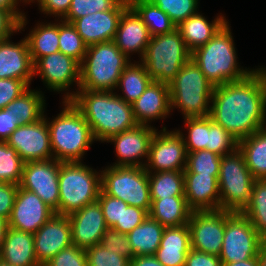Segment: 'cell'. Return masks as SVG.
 <instances>
[{"label":"cell","mask_w":266,"mask_h":266,"mask_svg":"<svg viewBox=\"0 0 266 266\" xmlns=\"http://www.w3.org/2000/svg\"><path fill=\"white\" fill-rule=\"evenodd\" d=\"M210 117L240 141L266 126V94L251 73L214 86Z\"/></svg>","instance_id":"obj_1"},{"label":"cell","mask_w":266,"mask_h":266,"mask_svg":"<svg viewBox=\"0 0 266 266\" xmlns=\"http://www.w3.org/2000/svg\"><path fill=\"white\" fill-rule=\"evenodd\" d=\"M71 102L90 125L94 139L101 143L138 125L132 104L125 102L117 92L78 89Z\"/></svg>","instance_id":"obj_2"},{"label":"cell","mask_w":266,"mask_h":266,"mask_svg":"<svg viewBox=\"0 0 266 266\" xmlns=\"http://www.w3.org/2000/svg\"><path fill=\"white\" fill-rule=\"evenodd\" d=\"M62 104L63 109L51 122L44 113L53 158L60 162H82L85 152L96 140L81 111L71 101H62Z\"/></svg>","instance_id":"obj_3"},{"label":"cell","mask_w":266,"mask_h":266,"mask_svg":"<svg viewBox=\"0 0 266 266\" xmlns=\"http://www.w3.org/2000/svg\"><path fill=\"white\" fill-rule=\"evenodd\" d=\"M230 27L227 21L205 45L191 54V59L214 86L240 81L251 73V69L238 65Z\"/></svg>","instance_id":"obj_4"},{"label":"cell","mask_w":266,"mask_h":266,"mask_svg":"<svg viewBox=\"0 0 266 266\" xmlns=\"http://www.w3.org/2000/svg\"><path fill=\"white\" fill-rule=\"evenodd\" d=\"M130 62L114 41L87 46L80 63L79 89L114 91L121 73Z\"/></svg>","instance_id":"obj_5"},{"label":"cell","mask_w":266,"mask_h":266,"mask_svg":"<svg viewBox=\"0 0 266 266\" xmlns=\"http://www.w3.org/2000/svg\"><path fill=\"white\" fill-rule=\"evenodd\" d=\"M168 85L171 112L178 108L184 119L210 116L214 85L192 59Z\"/></svg>","instance_id":"obj_6"},{"label":"cell","mask_w":266,"mask_h":266,"mask_svg":"<svg viewBox=\"0 0 266 266\" xmlns=\"http://www.w3.org/2000/svg\"><path fill=\"white\" fill-rule=\"evenodd\" d=\"M101 191V170L83 162H60L59 215L68 216L97 201Z\"/></svg>","instance_id":"obj_7"},{"label":"cell","mask_w":266,"mask_h":266,"mask_svg":"<svg viewBox=\"0 0 266 266\" xmlns=\"http://www.w3.org/2000/svg\"><path fill=\"white\" fill-rule=\"evenodd\" d=\"M191 54L180 32L175 29L151 37L141 62L152 80L169 84L191 59Z\"/></svg>","instance_id":"obj_8"},{"label":"cell","mask_w":266,"mask_h":266,"mask_svg":"<svg viewBox=\"0 0 266 266\" xmlns=\"http://www.w3.org/2000/svg\"><path fill=\"white\" fill-rule=\"evenodd\" d=\"M254 181L239 148L223 155L218 177L220 209L240 213L250 200Z\"/></svg>","instance_id":"obj_9"},{"label":"cell","mask_w":266,"mask_h":266,"mask_svg":"<svg viewBox=\"0 0 266 266\" xmlns=\"http://www.w3.org/2000/svg\"><path fill=\"white\" fill-rule=\"evenodd\" d=\"M101 189L130 206L150 212V185L144 167L106 166L101 171Z\"/></svg>","instance_id":"obj_10"},{"label":"cell","mask_w":266,"mask_h":266,"mask_svg":"<svg viewBox=\"0 0 266 266\" xmlns=\"http://www.w3.org/2000/svg\"><path fill=\"white\" fill-rule=\"evenodd\" d=\"M262 245L263 238L246 216L225 211V232L219 255L222 264L256 257Z\"/></svg>","instance_id":"obj_11"},{"label":"cell","mask_w":266,"mask_h":266,"mask_svg":"<svg viewBox=\"0 0 266 266\" xmlns=\"http://www.w3.org/2000/svg\"><path fill=\"white\" fill-rule=\"evenodd\" d=\"M38 75L48 90L64 92L62 101H71L80 85V63L60 51L51 53L34 63V77ZM74 84L78 88L71 91Z\"/></svg>","instance_id":"obj_12"},{"label":"cell","mask_w":266,"mask_h":266,"mask_svg":"<svg viewBox=\"0 0 266 266\" xmlns=\"http://www.w3.org/2000/svg\"><path fill=\"white\" fill-rule=\"evenodd\" d=\"M187 150L182 134L178 130L168 131L166 127L156 130L144 166L147 172L184 171Z\"/></svg>","instance_id":"obj_13"},{"label":"cell","mask_w":266,"mask_h":266,"mask_svg":"<svg viewBox=\"0 0 266 266\" xmlns=\"http://www.w3.org/2000/svg\"><path fill=\"white\" fill-rule=\"evenodd\" d=\"M59 172L60 161H29L23 166L19 186L37 194L44 203L59 215Z\"/></svg>","instance_id":"obj_14"},{"label":"cell","mask_w":266,"mask_h":266,"mask_svg":"<svg viewBox=\"0 0 266 266\" xmlns=\"http://www.w3.org/2000/svg\"><path fill=\"white\" fill-rule=\"evenodd\" d=\"M191 248L211 255H220L225 232V211H192L188 221Z\"/></svg>","instance_id":"obj_15"},{"label":"cell","mask_w":266,"mask_h":266,"mask_svg":"<svg viewBox=\"0 0 266 266\" xmlns=\"http://www.w3.org/2000/svg\"><path fill=\"white\" fill-rule=\"evenodd\" d=\"M24 162L53 159L46 117L18 126L6 140Z\"/></svg>","instance_id":"obj_16"},{"label":"cell","mask_w":266,"mask_h":266,"mask_svg":"<svg viewBox=\"0 0 266 266\" xmlns=\"http://www.w3.org/2000/svg\"><path fill=\"white\" fill-rule=\"evenodd\" d=\"M156 127L137 125L136 127L118 133L106 143L114 144L117 161L109 166L144 167L148 159L150 144L156 132ZM143 157V158H142ZM146 158V160H144Z\"/></svg>","instance_id":"obj_17"},{"label":"cell","mask_w":266,"mask_h":266,"mask_svg":"<svg viewBox=\"0 0 266 266\" xmlns=\"http://www.w3.org/2000/svg\"><path fill=\"white\" fill-rule=\"evenodd\" d=\"M55 211L35 193L18 187L8 227L34 234Z\"/></svg>","instance_id":"obj_18"},{"label":"cell","mask_w":266,"mask_h":266,"mask_svg":"<svg viewBox=\"0 0 266 266\" xmlns=\"http://www.w3.org/2000/svg\"><path fill=\"white\" fill-rule=\"evenodd\" d=\"M128 7V0H120L112 9L88 14L72 24L87 46L114 41L120 17Z\"/></svg>","instance_id":"obj_19"},{"label":"cell","mask_w":266,"mask_h":266,"mask_svg":"<svg viewBox=\"0 0 266 266\" xmlns=\"http://www.w3.org/2000/svg\"><path fill=\"white\" fill-rule=\"evenodd\" d=\"M33 236L35 254L41 266L73 244L70 220L65 215L54 214Z\"/></svg>","instance_id":"obj_20"},{"label":"cell","mask_w":266,"mask_h":266,"mask_svg":"<svg viewBox=\"0 0 266 266\" xmlns=\"http://www.w3.org/2000/svg\"><path fill=\"white\" fill-rule=\"evenodd\" d=\"M71 226L72 243L87 249L101 242L106 225L102 208L98 201L87 204L68 215Z\"/></svg>","instance_id":"obj_21"},{"label":"cell","mask_w":266,"mask_h":266,"mask_svg":"<svg viewBox=\"0 0 266 266\" xmlns=\"http://www.w3.org/2000/svg\"><path fill=\"white\" fill-rule=\"evenodd\" d=\"M34 77V63L25 38L14 43L10 38L0 41V79L24 81L29 87Z\"/></svg>","instance_id":"obj_22"},{"label":"cell","mask_w":266,"mask_h":266,"mask_svg":"<svg viewBox=\"0 0 266 266\" xmlns=\"http://www.w3.org/2000/svg\"><path fill=\"white\" fill-rule=\"evenodd\" d=\"M151 35L138 14L129 6L121 15L114 42L120 51L131 60L137 53L139 61L145 55Z\"/></svg>","instance_id":"obj_23"},{"label":"cell","mask_w":266,"mask_h":266,"mask_svg":"<svg viewBox=\"0 0 266 266\" xmlns=\"http://www.w3.org/2000/svg\"><path fill=\"white\" fill-rule=\"evenodd\" d=\"M132 108L139 125L152 126L155 119L164 120L171 114L169 85L152 80Z\"/></svg>","instance_id":"obj_24"},{"label":"cell","mask_w":266,"mask_h":266,"mask_svg":"<svg viewBox=\"0 0 266 266\" xmlns=\"http://www.w3.org/2000/svg\"><path fill=\"white\" fill-rule=\"evenodd\" d=\"M184 174V196L192 211L220 209L218 178L198 173Z\"/></svg>","instance_id":"obj_25"},{"label":"cell","mask_w":266,"mask_h":266,"mask_svg":"<svg viewBox=\"0 0 266 266\" xmlns=\"http://www.w3.org/2000/svg\"><path fill=\"white\" fill-rule=\"evenodd\" d=\"M190 249L188 224L165 227L155 257L164 266H184Z\"/></svg>","instance_id":"obj_26"},{"label":"cell","mask_w":266,"mask_h":266,"mask_svg":"<svg viewBox=\"0 0 266 266\" xmlns=\"http://www.w3.org/2000/svg\"><path fill=\"white\" fill-rule=\"evenodd\" d=\"M0 259L12 266H41L35 254L33 234L10 227L5 234Z\"/></svg>","instance_id":"obj_27"},{"label":"cell","mask_w":266,"mask_h":266,"mask_svg":"<svg viewBox=\"0 0 266 266\" xmlns=\"http://www.w3.org/2000/svg\"><path fill=\"white\" fill-rule=\"evenodd\" d=\"M226 22L227 19L221 13L210 22L202 13L197 12L180 23L176 29L187 48L193 52L205 45Z\"/></svg>","instance_id":"obj_28"},{"label":"cell","mask_w":266,"mask_h":266,"mask_svg":"<svg viewBox=\"0 0 266 266\" xmlns=\"http://www.w3.org/2000/svg\"><path fill=\"white\" fill-rule=\"evenodd\" d=\"M191 213L185 196L151 199L149 216L164 227L188 224Z\"/></svg>","instance_id":"obj_29"},{"label":"cell","mask_w":266,"mask_h":266,"mask_svg":"<svg viewBox=\"0 0 266 266\" xmlns=\"http://www.w3.org/2000/svg\"><path fill=\"white\" fill-rule=\"evenodd\" d=\"M59 20L39 22L26 34L28 49L35 63L39 58L59 52Z\"/></svg>","instance_id":"obj_30"},{"label":"cell","mask_w":266,"mask_h":266,"mask_svg":"<svg viewBox=\"0 0 266 266\" xmlns=\"http://www.w3.org/2000/svg\"><path fill=\"white\" fill-rule=\"evenodd\" d=\"M246 165L255 179H266V126L238 141Z\"/></svg>","instance_id":"obj_31"},{"label":"cell","mask_w":266,"mask_h":266,"mask_svg":"<svg viewBox=\"0 0 266 266\" xmlns=\"http://www.w3.org/2000/svg\"><path fill=\"white\" fill-rule=\"evenodd\" d=\"M164 229V226L148 215L140 225L127 234L134 255H155Z\"/></svg>","instance_id":"obj_32"},{"label":"cell","mask_w":266,"mask_h":266,"mask_svg":"<svg viewBox=\"0 0 266 266\" xmlns=\"http://www.w3.org/2000/svg\"><path fill=\"white\" fill-rule=\"evenodd\" d=\"M45 96L42 91L30 89L24 91L18 98L6 106L15 119L21 125L31 124L39 121L45 112Z\"/></svg>","instance_id":"obj_33"},{"label":"cell","mask_w":266,"mask_h":266,"mask_svg":"<svg viewBox=\"0 0 266 266\" xmlns=\"http://www.w3.org/2000/svg\"><path fill=\"white\" fill-rule=\"evenodd\" d=\"M151 81L144 64L134 60L121 73L116 89H120L123 96L120 94L118 96L125 102L132 104L144 93Z\"/></svg>","instance_id":"obj_34"},{"label":"cell","mask_w":266,"mask_h":266,"mask_svg":"<svg viewBox=\"0 0 266 266\" xmlns=\"http://www.w3.org/2000/svg\"><path fill=\"white\" fill-rule=\"evenodd\" d=\"M129 6L146 25L151 37L173 32L177 26L150 0H128Z\"/></svg>","instance_id":"obj_35"},{"label":"cell","mask_w":266,"mask_h":266,"mask_svg":"<svg viewBox=\"0 0 266 266\" xmlns=\"http://www.w3.org/2000/svg\"><path fill=\"white\" fill-rule=\"evenodd\" d=\"M150 199L184 196L183 171L148 172Z\"/></svg>","instance_id":"obj_36"},{"label":"cell","mask_w":266,"mask_h":266,"mask_svg":"<svg viewBox=\"0 0 266 266\" xmlns=\"http://www.w3.org/2000/svg\"><path fill=\"white\" fill-rule=\"evenodd\" d=\"M240 213L248 218L262 238L266 236V179H255L250 200Z\"/></svg>","instance_id":"obj_37"},{"label":"cell","mask_w":266,"mask_h":266,"mask_svg":"<svg viewBox=\"0 0 266 266\" xmlns=\"http://www.w3.org/2000/svg\"><path fill=\"white\" fill-rule=\"evenodd\" d=\"M184 123L188 135L177 130L182 134L187 153L205 150L209 145V116L185 118Z\"/></svg>","instance_id":"obj_38"},{"label":"cell","mask_w":266,"mask_h":266,"mask_svg":"<svg viewBox=\"0 0 266 266\" xmlns=\"http://www.w3.org/2000/svg\"><path fill=\"white\" fill-rule=\"evenodd\" d=\"M24 161L17 151L6 142L0 141V182L19 185Z\"/></svg>","instance_id":"obj_39"},{"label":"cell","mask_w":266,"mask_h":266,"mask_svg":"<svg viewBox=\"0 0 266 266\" xmlns=\"http://www.w3.org/2000/svg\"><path fill=\"white\" fill-rule=\"evenodd\" d=\"M59 51L82 62L87 51V45L72 23L59 21Z\"/></svg>","instance_id":"obj_40"},{"label":"cell","mask_w":266,"mask_h":266,"mask_svg":"<svg viewBox=\"0 0 266 266\" xmlns=\"http://www.w3.org/2000/svg\"><path fill=\"white\" fill-rule=\"evenodd\" d=\"M220 155L208 150L187 153L186 168L183 173H198L219 177Z\"/></svg>","instance_id":"obj_41"},{"label":"cell","mask_w":266,"mask_h":266,"mask_svg":"<svg viewBox=\"0 0 266 266\" xmlns=\"http://www.w3.org/2000/svg\"><path fill=\"white\" fill-rule=\"evenodd\" d=\"M178 26L199 11V0H150ZM198 9V10H197Z\"/></svg>","instance_id":"obj_42"},{"label":"cell","mask_w":266,"mask_h":266,"mask_svg":"<svg viewBox=\"0 0 266 266\" xmlns=\"http://www.w3.org/2000/svg\"><path fill=\"white\" fill-rule=\"evenodd\" d=\"M238 148V140L209 116V145L205 150L220 156L234 152Z\"/></svg>","instance_id":"obj_43"},{"label":"cell","mask_w":266,"mask_h":266,"mask_svg":"<svg viewBox=\"0 0 266 266\" xmlns=\"http://www.w3.org/2000/svg\"><path fill=\"white\" fill-rule=\"evenodd\" d=\"M120 0H71L67 15L62 19L73 23L76 19L112 9Z\"/></svg>","instance_id":"obj_44"},{"label":"cell","mask_w":266,"mask_h":266,"mask_svg":"<svg viewBox=\"0 0 266 266\" xmlns=\"http://www.w3.org/2000/svg\"><path fill=\"white\" fill-rule=\"evenodd\" d=\"M88 266H130V260L107 250L100 243L85 250Z\"/></svg>","instance_id":"obj_45"},{"label":"cell","mask_w":266,"mask_h":266,"mask_svg":"<svg viewBox=\"0 0 266 266\" xmlns=\"http://www.w3.org/2000/svg\"><path fill=\"white\" fill-rule=\"evenodd\" d=\"M100 244L103 245L105 249L117 252L129 260L135 256L128 241L127 234H123L113 228H107L105 230Z\"/></svg>","instance_id":"obj_46"},{"label":"cell","mask_w":266,"mask_h":266,"mask_svg":"<svg viewBox=\"0 0 266 266\" xmlns=\"http://www.w3.org/2000/svg\"><path fill=\"white\" fill-rule=\"evenodd\" d=\"M43 266H88L85 249L72 244L61 250Z\"/></svg>","instance_id":"obj_47"},{"label":"cell","mask_w":266,"mask_h":266,"mask_svg":"<svg viewBox=\"0 0 266 266\" xmlns=\"http://www.w3.org/2000/svg\"><path fill=\"white\" fill-rule=\"evenodd\" d=\"M108 228H113L116 224H121L122 200L106 194L102 189L97 199Z\"/></svg>","instance_id":"obj_48"},{"label":"cell","mask_w":266,"mask_h":266,"mask_svg":"<svg viewBox=\"0 0 266 266\" xmlns=\"http://www.w3.org/2000/svg\"><path fill=\"white\" fill-rule=\"evenodd\" d=\"M148 215L144 209L130 206L122 201L121 224H116L113 229L123 234H128L140 225Z\"/></svg>","instance_id":"obj_49"},{"label":"cell","mask_w":266,"mask_h":266,"mask_svg":"<svg viewBox=\"0 0 266 266\" xmlns=\"http://www.w3.org/2000/svg\"><path fill=\"white\" fill-rule=\"evenodd\" d=\"M29 86L22 80L7 78L0 79V109L6 108L14 99L18 98Z\"/></svg>","instance_id":"obj_50"},{"label":"cell","mask_w":266,"mask_h":266,"mask_svg":"<svg viewBox=\"0 0 266 266\" xmlns=\"http://www.w3.org/2000/svg\"><path fill=\"white\" fill-rule=\"evenodd\" d=\"M37 2L40 12L44 15L54 16L55 20H62L71 5V0H33L31 3ZM57 17V18H56Z\"/></svg>","instance_id":"obj_51"},{"label":"cell","mask_w":266,"mask_h":266,"mask_svg":"<svg viewBox=\"0 0 266 266\" xmlns=\"http://www.w3.org/2000/svg\"><path fill=\"white\" fill-rule=\"evenodd\" d=\"M19 185L0 182V216L9 220Z\"/></svg>","instance_id":"obj_52"},{"label":"cell","mask_w":266,"mask_h":266,"mask_svg":"<svg viewBox=\"0 0 266 266\" xmlns=\"http://www.w3.org/2000/svg\"><path fill=\"white\" fill-rule=\"evenodd\" d=\"M184 266H222L218 256L190 249Z\"/></svg>","instance_id":"obj_53"},{"label":"cell","mask_w":266,"mask_h":266,"mask_svg":"<svg viewBox=\"0 0 266 266\" xmlns=\"http://www.w3.org/2000/svg\"><path fill=\"white\" fill-rule=\"evenodd\" d=\"M19 33V21L8 11L0 9V41Z\"/></svg>","instance_id":"obj_54"},{"label":"cell","mask_w":266,"mask_h":266,"mask_svg":"<svg viewBox=\"0 0 266 266\" xmlns=\"http://www.w3.org/2000/svg\"><path fill=\"white\" fill-rule=\"evenodd\" d=\"M20 125L18 119L14 118L9 109H0V141L6 142L12 132Z\"/></svg>","instance_id":"obj_55"},{"label":"cell","mask_w":266,"mask_h":266,"mask_svg":"<svg viewBox=\"0 0 266 266\" xmlns=\"http://www.w3.org/2000/svg\"><path fill=\"white\" fill-rule=\"evenodd\" d=\"M22 0H0V9L8 10L18 21H19V31H25L24 28L28 24L25 12L19 9ZM19 6V7H18Z\"/></svg>","instance_id":"obj_56"},{"label":"cell","mask_w":266,"mask_h":266,"mask_svg":"<svg viewBox=\"0 0 266 266\" xmlns=\"http://www.w3.org/2000/svg\"><path fill=\"white\" fill-rule=\"evenodd\" d=\"M130 266H164L155 255L134 256L130 260Z\"/></svg>","instance_id":"obj_57"},{"label":"cell","mask_w":266,"mask_h":266,"mask_svg":"<svg viewBox=\"0 0 266 266\" xmlns=\"http://www.w3.org/2000/svg\"><path fill=\"white\" fill-rule=\"evenodd\" d=\"M260 68L251 69V74L257 79L259 82V86L262 88L264 93L266 94V67L259 66Z\"/></svg>","instance_id":"obj_58"},{"label":"cell","mask_w":266,"mask_h":266,"mask_svg":"<svg viewBox=\"0 0 266 266\" xmlns=\"http://www.w3.org/2000/svg\"><path fill=\"white\" fill-rule=\"evenodd\" d=\"M222 266H259L258 256L243 261L222 264Z\"/></svg>","instance_id":"obj_59"},{"label":"cell","mask_w":266,"mask_h":266,"mask_svg":"<svg viewBox=\"0 0 266 266\" xmlns=\"http://www.w3.org/2000/svg\"><path fill=\"white\" fill-rule=\"evenodd\" d=\"M7 229H8V220L0 216V251L2 249Z\"/></svg>","instance_id":"obj_60"},{"label":"cell","mask_w":266,"mask_h":266,"mask_svg":"<svg viewBox=\"0 0 266 266\" xmlns=\"http://www.w3.org/2000/svg\"><path fill=\"white\" fill-rule=\"evenodd\" d=\"M259 266H266V246L263 244L258 253Z\"/></svg>","instance_id":"obj_61"},{"label":"cell","mask_w":266,"mask_h":266,"mask_svg":"<svg viewBox=\"0 0 266 266\" xmlns=\"http://www.w3.org/2000/svg\"><path fill=\"white\" fill-rule=\"evenodd\" d=\"M0 266H12V265L9 264V263H6L5 261H2V260L0 259Z\"/></svg>","instance_id":"obj_62"},{"label":"cell","mask_w":266,"mask_h":266,"mask_svg":"<svg viewBox=\"0 0 266 266\" xmlns=\"http://www.w3.org/2000/svg\"><path fill=\"white\" fill-rule=\"evenodd\" d=\"M25 4H30L33 0H22Z\"/></svg>","instance_id":"obj_63"},{"label":"cell","mask_w":266,"mask_h":266,"mask_svg":"<svg viewBox=\"0 0 266 266\" xmlns=\"http://www.w3.org/2000/svg\"><path fill=\"white\" fill-rule=\"evenodd\" d=\"M263 244L266 246V236L263 238Z\"/></svg>","instance_id":"obj_64"}]
</instances>
